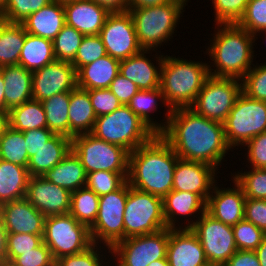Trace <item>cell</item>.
I'll use <instances>...</instances> for the list:
<instances>
[{"instance_id":"1","label":"cell","mask_w":266,"mask_h":266,"mask_svg":"<svg viewBox=\"0 0 266 266\" xmlns=\"http://www.w3.org/2000/svg\"><path fill=\"white\" fill-rule=\"evenodd\" d=\"M160 135L179 159L204 162L217 170L226 154L233 151L227 144L224 124L198 115L191 108L171 110L166 129Z\"/></svg>"},{"instance_id":"2","label":"cell","mask_w":266,"mask_h":266,"mask_svg":"<svg viewBox=\"0 0 266 266\" xmlns=\"http://www.w3.org/2000/svg\"><path fill=\"white\" fill-rule=\"evenodd\" d=\"M178 159L169 143L156 134L129 153L127 181L133 188L164 198L172 191Z\"/></svg>"},{"instance_id":"3","label":"cell","mask_w":266,"mask_h":266,"mask_svg":"<svg viewBox=\"0 0 266 266\" xmlns=\"http://www.w3.org/2000/svg\"><path fill=\"white\" fill-rule=\"evenodd\" d=\"M214 25L210 45L205 48L211 59L209 75L242 80L254 65L255 36L237 24Z\"/></svg>"},{"instance_id":"4","label":"cell","mask_w":266,"mask_h":266,"mask_svg":"<svg viewBox=\"0 0 266 266\" xmlns=\"http://www.w3.org/2000/svg\"><path fill=\"white\" fill-rule=\"evenodd\" d=\"M208 64L164 55L160 88L166 105L171 110L189 108L194 103L209 76Z\"/></svg>"},{"instance_id":"5","label":"cell","mask_w":266,"mask_h":266,"mask_svg":"<svg viewBox=\"0 0 266 266\" xmlns=\"http://www.w3.org/2000/svg\"><path fill=\"white\" fill-rule=\"evenodd\" d=\"M188 1L173 0L159 6L128 10L133 19L140 46L146 50H158L161 45L169 43L168 41H171L170 39L176 33Z\"/></svg>"},{"instance_id":"6","label":"cell","mask_w":266,"mask_h":266,"mask_svg":"<svg viewBox=\"0 0 266 266\" xmlns=\"http://www.w3.org/2000/svg\"><path fill=\"white\" fill-rule=\"evenodd\" d=\"M91 134L108 143L119 145L129 153L156 135L128 105L123 104L112 113L97 117Z\"/></svg>"},{"instance_id":"7","label":"cell","mask_w":266,"mask_h":266,"mask_svg":"<svg viewBox=\"0 0 266 266\" xmlns=\"http://www.w3.org/2000/svg\"><path fill=\"white\" fill-rule=\"evenodd\" d=\"M123 221L124 239L167 228L163 215V198L133 188L128 183Z\"/></svg>"},{"instance_id":"8","label":"cell","mask_w":266,"mask_h":266,"mask_svg":"<svg viewBox=\"0 0 266 266\" xmlns=\"http://www.w3.org/2000/svg\"><path fill=\"white\" fill-rule=\"evenodd\" d=\"M223 124L227 144L241 150L253 137L266 132V102L242 92Z\"/></svg>"},{"instance_id":"9","label":"cell","mask_w":266,"mask_h":266,"mask_svg":"<svg viewBox=\"0 0 266 266\" xmlns=\"http://www.w3.org/2000/svg\"><path fill=\"white\" fill-rule=\"evenodd\" d=\"M42 237L54 261L81 253L93 244L89 228L79 223L70 213L47 216Z\"/></svg>"},{"instance_id":"10","label":"cell","mask_w":266,"mask_h":266,"mask_svg":"<svg viewBox=\"0 0 266 266\" xmlns=\"http://www.w3.org/2000/svg\"><path fill=\"white\" fill-rule=\"evenodd\" d=\"M72 151L79 157L85 172H128L129 152L123 147L81 134L72 138Z\"/></svg>"},{"instance_id":"11","label":"cell","mask_w":266,"mask_h":266,"mask_svg":"<svg viewBox=\"0 0 266 266\" xmlns=\"http://www.w3.org/2000/svg\"><path fill=\"white\" fill-rule=\"evenodd\" d=\"M241 93L242 80L209 75L189 108L207 119L224 123Z\"/></svg>"},{"instance_id":"12","label":"cell","mask_w":266,"mask_h":266,"mask_svg":"<svg viewBox=\"0 0 266 266\" xmlns=\"http://www.w3.org/2000/svg\"><path fill=\"white\" fill-rule=\"evenodd\" d=\"M128 196V181L119 189L99 198L98 215L89 228L92 243L112 247L124 239V210Z\"/></svg>"},{"instance_id":"13","label":"cell","mask_w":266,"mask_h":266,"mask_svg":"<svg viewBox=\"0 0 266 266\" xmlns=\"http://www.w3.org/2000/svg\"><path fill=\"white\" fill-rule=\"evenodd\" d=\"M168 241L169 228L152 234L129 237L110 248V258L112 263L114 262L113 266H147L157 259L167 258Z\"/></svg>"},{"instance_id":"14","label":"cell","mask_w":266,"mask_h":266,"mask_svg":"<svg viewBox=\"0 0 266 266\" xmlns=\"http://www.w3.org/2000/svg\"><path fill=\"white\" fill-rule=\"evenodd\" d=\"M190 229L198 237L209 264L224 265L237 251L232 226L215 219L207 211Z\"/></svg>"},{"instance_id":"15","label":"cell","mask_w":266,"mask_h":266,"mask_svg":"<svg viewBox=\"0 0 266 266\" xmlns=\"http://www.w3.org/2000/svg\"><path fill=\"white\" fill-rule=\"evenodd\" d=\"M99 36L107 54L120 61L143 50L129 11L109 13Z\"/></svg>"},{"instance_id":"16","label":"cell","mask_w":266,"mask_h":266,"mask_svg":"<svg viewBox=\"0 0 266 266\" xmlns=\"http://www.w3.org/2000/svg\"><path fill=\"white\" fill-rule=\"evenodd\" d=\"M76 87V70L70 62L55 60L32 72V99L40 102Z\"/></svg>"},{"instance_id":"17","label":"cell","mask_w":266,"mask_h":266,"mask_svg":"<svg viewBox=\"0 0 266 266\" xmlns=\"http://www.w3.org/2000/svg\"><path fill=\"white\" fill-rule=\"evenodd\" d=\"M217 171L216 168L204 162L178 159L172 190L195 193L206 203L217 182Z\"/></svg>"},{"instance_id":"18","label":"cell","mask_w":266,"mask_h":266,"mask_svg":"<svg viewBox=\"0 0 266 266\" xmlns=\"http://www.w3.org/2000/svg\"><path fill=\"white\" fill-rule=\"evenodd\" d=\"M25 198L45 217L70 212L71 193L42 176H30Z\"/></svg>"},{"instance_id":"19","label":"cell","mask_w":266,"mask_h":266,"mask_svg":"<svg viewBox=\"0 0 266 266\" xmlns=\"http://www.w3.org/2000/svg\"><path fill=\"white\" fill-rule=\"evenodd\" d=\"M234 186L219 187L216 182L206 202V211L215 219L228 225H235L244 219L246 196L242 187L231 179Z\"/></svg>"},{"instance_id":"20","label":"cell","mask_w":266,"mask_h":266,"mask_svg":"<svg viewBox=\"0 0 266 266\" xmlns=\"http://www.w3.org/2000/svg\"><path fill=\"white\" fill-rule=\"evenodd\" d=\"M169 266H208L203 247L190 228H169Z\"/></svg>"},{"instance_id":"21","label":"cell","mask_w":266,"mask_h":266,"mask_svg":"<svg viewBox=\"0 0 266 266\" xmlns=\"http://www.w3.org/2000/svg\"><path fill=\"white\" fill-rule=\"evenodd\" d=\"M151 51L143 49L127 59L121 60L119 65V74L132 81L141 90H152L160 87L161 66L164 60V53L151 55ZM154 57L155 65L152 62ZM156 58V59H155ZM157 64V65H156Z\"/></svg>"},{"instance_id":"22","label":"cell","mask_w":266,"mask_h":266,"mask_svg":"<svg viewBox=\"0 0 266 266\" xmlns=\"http://www.w3.org/2000/svg\"><path fill=\"white\" fill-rule=\"evenodd\" d=\"M0 216L8 233L43 234L45 216L26 198L0 206Z\"/></svg>"},{"instance_id":"23","label":"cell","mask_w":266,"mask_h":266,"mask_svg":"<svg viewBox=\"0 0 266 266\" xmlns=\"http://www.w3.org/2000/svg\"><path fill=\"white\" fill-rule=\"evenodd\" d=\"M205 211L206 203L192 192L172 190L163 198V215L167 228H190L196 222L195 218L198 219ZM192 215L194 220L191 218ZM181 217L182 219L186 217L188 224L184 225L187 221L182 222L181 226L179 221Z\"/></svg>"},{"instance_id":"24","label":"cell","mask_w":266,"mask_h":266,"mask_svg":"<svg viewBox=\"0 0 266 266\" xmlns=\"http://www.w3.org/2000/svg\"><path fill=\"white\" fill-rule=\"evenodd\" d=\"M66 24L84 36L99 35L109 12L92 0H74L63 4Z\"/></svg>"},{"instance_id":"25","label":"cell","mask_w":266,"mask_h":266,"mask_svg":"<svg viewBox=\"0 0 266 266\" xmlns=\"http://www.w3.org/2000/svg\"><path fill=\"white\" fill-rule=\"evenodd\" d=\"M27 33L53 41L66 24L65 10L61 3L50 2L22 22Z\"/></svg>"},{"instance_id":"26","label":"cell","mask_w":266,"mask_h":266,"mask_svg":"<svg viewBox=\"0 0 266 266\" xmlns=\"http://www.w3.org/2000/svg\"><path fill=\"white\" fill-rule=\"evenodd\" d=\"M5 83V114L32 99V72L21 65L0 67Z\"/></svg>"},{"instance_id":"27","label":"cell","mask_w":266,"mask_h":266,"mask_svg":"<svg viewBox=\"0 0 266 266\" xmlns=\"http://www.w3.org/2000/svg\"><path fill=\"white\" fill-rule=\"evenodd\" d=\"M120 60L105 55L82 66L77 72V87L83 90L108 89L119 74Z\"/></svg>"},{"instance_id":"28","label":"cell","mask_w":266,"mask_h":266,"mask_svg":"<svg viewBox=\"0 0 266 266\" xmlns=\"http://www.w3.org/2000/svg\"><path fill=\"white\" fill-rule=\"evenodd\" d=\"M164 104L167 111L164 115L165 119L156 122L155 117H150L152 113H156L158 104ZM130 110L135 113L149 128H151L156 134H161L165 129L169 121L171 109L166 105L162 90L160 87L152 90H139L127 104ZM151 113V114H150ZM155 119V121H154Z\"/></svg>"},{"instance_id":"29","label":"cell","mask_w":266,"mask_h":266,"mask_svg":"<svg viewBox=\"0 0 266 266\" xmlns=\"http://www.w3.org/2000/svg\"><path fill=\"white\" fill-rule=\"evenodd\" d=\"M72 149V139L62 135L54 134L49 141L42 146L37 153L29 159L27 170L30 176H42L51 170Z\"/></svg>"},{"instance_id":"30","label":"cell","mask_w":266,"mask_h":266,"mask_svg":"<svg viewBox=\"0 0 266 266\" xmlns=\"http://www.w3.org/2000/svg\"><path fill=\"white\" fill-rule=\"evenodd\" d=\"M69 138L91 133L97 116L94 113L89 93L76 87L70 91Z\"/></svg>"},{"instance_id":"31","label":"cell","mask_w":266,"mask_h":266,"mask_svg":"<svg viewBox=\"0 0 266 266\" xmlns=\"http://www.w3.org/2000/svg\"><path fill=\"white\" fill-rule=\"evenodd\" d=\"M42 177L72 193L85 186L87 173L79 157L71 149L62 161Z\"/></svg>"},{"instance_id":"32","label":"cell","mask_w":266,"mask_h":266,"mask_svg":"<svg viewBox=\"0 0 266 266\" xmlns=\"http://www.w3.org/2000/svg\"><path fill=\"white\" fill-rule=\"evenodd\" d=\"M30 179L27 167L0 159V206L24 199Z\"/></svg>"},{"instance_id":"33","label":"cell","mask_w":266,"mask_h":266,"mask_svg":"<svg viewBox=\"0 0 266 266\" xmlns=\"http://www.w3.org/2000/svg\"><path fill=\"white\" fill-rule=\"evenodd\" d=\"M55 60L53 41L30 33L26 34L19 56V65L33 72Z\"/></svg>"},{"instance_id":"34","label":"cell","mask_w":266,"mask_h":266,"mask_svg":"<svg viewBox=\"0 0 266 266\" xmlns=\"http://www.w3.org/2000/svg\"><path fill=\"white\" fill-rule=\"evenodd\" d=\"M7 125L16 131L47 128L42 102L31 99L7 112Z\"/></svg>"},{"instance_id":"35","label":"cell","mask_w":266,"mask_h":266,"mask_svg":"<svg viewBox=\"0 0 266 266\" xmlns=\"http://www.w3.org/2000/svg\"><path fill=\"white\" fill-rule=\"evenodd\" d=\"M26 34L22 23H0V67L19 65Z\"/></svg>"},{"instance_id":"36","label":"cell","mask_w":266,"mask_h":266,"mask_svg":"<svg viewBox=\"0 0 266 266\" xmlns=\"http://www.w3.org/2000/svg\"><path fill=\"white\" fill-rule=\"evenodd\" d=\"M70 92L53 95L42 101L47 128L55 134L69 137Z\"/></svg>"},{"instance_id":"37","label":"cell","mask_w":266,"mask_h":266,"mask_svg":"<svg viewBox=\"0 0 266 266\" xmlns=\"http://www.w3.org/2000/svg\"><path fill=\"white\" fill-rule=\"evenodd\" d=\"M99 198L84 186L71 193L70 214L79 222L90 228L98 215Z\"/></svg>"},{"instance_id":"38","label":"cell","mask_w":266,"mask_h":266,"mask_svg":"<svg viewBox=\"0 0 266 266\" xmlns=\"http://www.w3.org/2000/svg\"><path fill=\"white\" fill-rule=\"evenodd\" d=\"M0 159L22 167L28 166L29 157L23 132L8 125L4 128L0 135Z\"/></svg>"},{"instance_id":"39","label":"cell","mask_w":266,"mask_h":266,"mask_svg":"<svg viewBox=\"0 0 266 266\" xmlns=\"http://www.w3.org/2000/svg\"><path fill=\"white\" fill-rule=\"evenodd\" d=\"M84 35L67 24L53 40V53L58 61L72 62Z\"/></svg>"},{"instance_id":"40","label":"cell","mask_w":266,"mask_h":266,"mask_svg":"<svg viewBox=\"0 0 266 266\" xmlns=\"http://www.w3.org/2000/svg\"><path fill=\"white\" fill-rule=\"evenodd\" d=\"M104 251L105 254L109 253V255H107L109 258V256L111 255L110 247H103L99 244L93 243L90 247H88L85 251L81 253L72 254L57 259L55 261V266H112V263H110L111 258H109L108 260L107 256L103 254ZM104 259L108 260V262L103 261Z\"/></svg>"},{"instance_id":"41","label":"cell","mask_w":266,"mask_h":266,"mask_svg":"<svg viewBox=\"0 0 266 266\" xmlns=\"http://www.w3.org/2000/svg\"><path fill=\"white\" fill-rule=\"evenodd\" d=\"M233 178L243 189L246 198L266 199V169L251 168L249 171L231 172Z\"/></svg>"},{"instance_id":"42","label":"cell","mask_w":266,"mask_h":266,"mask_svg":"<svg viewBox=\"0 0 266 266\" xmlns=\"http://www.w3.org/2000/svg\"><path fill=\"white\" fill-rule=\"evenodd\" d=\"M127 177L128 172L93 171L87 174L85 186L101 196L119 189Z\"/></svg>"},{"instance_id":"43","label":"cell","mask_w":266,"mask_h":266,"mask_svg":"<svg viewBox=\"0 0 266 266\" xmlns=\"http://www.w3.org/2000/svg\"><path fill=\"white\" fill-rule=\"evenodd\" d=\"M237 25L254 36L266 32V0H249Z\"/></svg>"},{"instance_id":"44","label":"cell","mask_w":266,"mask_h":266,"mask_svg":"<svg viewBox=\"0 0 266 266\" xmlns=\"http://www.w3.org/2000/svg\"><path fill=\"white\" fill-rule=\"evenodd\" d=\"M105 55H107V52L99 35L84 36L71 64L77 72L82 66L92 63Z\"/></svg>"},{"instance_id":"45","label":"cell","mask_w":266,"mask_h":266,"mask_svg":"<svg viewBox=\"0 0 266 266\" xmlns=\"http://www.w3.org/2000/svg\"><path fill=\"white\" fill-rule=\"evenodd\" d=\"M242 92L252 99L266 102V61L253 65L245 74Z\"/></svg>"},{"instance_id":"46","label":"cell","mask_w":266,"mask_h":266,"mask_svg":"<svg viewBox=\"0 0 266 266\" xmlns=\"http://www.w3.org/2000/svg\"><path fill=\"white\" fill-rule=\"evenodd\" d=\"M51 0H7L2 9L4 21L22 23L30 14L48 5Z\"/></svg>"},{"instance_id":"47","label":"cell","mask_w":266,"mask_h":266,"mask_svg":"<svg viewBox=\"0 0 266 266\" xmlns=\"http://www.w3.org/2000/svg\"><path fill=\"white\" fill-rule=\"evenodd\" d=\"M237 250L255 251L266 233L251 222L243 219L232 226Z\"/></svg>"},{"instance_id":"48","label":"cell","mask_w":266,"mask_h":266,"mask_svg":"<svg viewBox=\"0 0 266 266\" xmlns=\"http://www.w3.org/2000/svg\"><path fill=\"white\" fill-rule=\"evenodd\" d=\"M215 13L214 24H237L249 0H211Z\"/></svg>"},{"instance_id":"49","label":"cell","mask_w":266,"mask_h":266,"mask_svg":"<svg viewBox=\"0 0 266 266\" xmlns=\"http://www.w3.org/2000/svg\"><path fill=\"white\" fill-rule=\"evenodd\" d=\"M43 234L8 233L7 259L13 261L20 252L32 251L43 242Z\"/></svg>"},{"instance_id":"50","label":"cell","mask_w":266,"mask_h":266,"mask_svg":"<svg viewBox=\"0 0 266 266\" xmlns=\"http://www.w3.org/2000/svg\"><path fill=\"white\" fill-rule=\"evenodd\" d=\"M89 93L94 113L97 117L110 114L122 103L109 89L86 90Z\"/></svg>"},{"instance_id":"51","label":"cell","mask_w":266,"mask_h":266,"mask_svg":"<svg viewBox=\"0 0 266 266\" xmlns=\"http://www.w3.org/2000/svg\"><path fill=\"white\" fill-rule=\"evenodd\" d=\"M246 149L247 158L246 164L248 168H260L266 169V132H263L251 140H249L244 146ZM246 147V148H245ZM248 150V151H247Z\"/></svg>"},{"instance_id":"52","label":"cell","mask_w":266,"mask_h":266,"mask_svg":"<svg viewBox=\"0 0 266 266\" xmlns=\"http://www.w3.org/2000/svg\"><path fill=\"white\" fill-rule=\"evenodd\" d=\"M13 262L18 266H55L50 249L44 242L32 251L20 252Z\"/></svg>"},{"instance_id":"53","label":"cell","mask_w":266,"mask_h":266,"mask_svg":"<svg viewBox=\"0 0 266 266\" xmlns=\"http://www.w3.org/2000/svg\"><path fill=\"white\" fill-rule=\"evenodd\" d=\"M244 219L266 233V199L246 198Z\"/></svg>"},{"instance_id":"54","label":"cell","mask_w":266,"mask_h":266,"mask_svg":"<svg viewBox=\"0 0 266 266\" xmlns=\"http://www.w3.org/2000/svg\"><path fill=\"white\" fill-rule=\"evenodd\" d=\"M123 104L127 105L131 98L140 90L132 81L118 74L108 88Z\"/></svg>"},{"instance_id":"55","label":"cell","mask_w":266,"mask_h":266,"mask_svg":"<svg viewBox=\"0 0 266 266\" xmlns=\"http://www.w3.org/2000/svg\"><path fill=\"white\" fill-rule=\"evenodd\" d=\"M23 134L26 142V151L30 159L55 133L48 128H40L24 131Z\"/></svg>"},{"instance_id":"56","label":"cell","mask_w":266,"mask_h":266,"mask_svg":"<svg viewBox=\"0 0 266 266\" xmlns=\"http://www.w3.org/2000/svg\"><path fill=\"white\" fill-rule=\"evenodd\" d=\"M224 266H261L255 251L237 250Z\"/></svg>"},{"instance_id":"57","label":"cell","mask_w":266,"mask_h":266,"mask_svg":"<svg viewBox=\"0 0 266 266\" xmlns=\"http://www.w3.org/2000/svg\"><path fill=\"white\" fill-rule=\"evenodd\" d=\"M101 7L105 8L109 13L127 12V0H92Z\"/></svg>"},{"instance_id":"58","label":"cell","mask_w":266,"mask_h":266,"mask_svg":"<svg viewBox=\"0 0 266 266\" xmlns=\"http://www.w3.org/2000/svg\"><path fill=\"white\" fill-rule=\"evenodd\" d=\"M172 1L173 0H127L128 10L159 6V5H163V4L172 2Z\"/></svg>"},{"instance_id":"59","label":"cell","mask_w":266,"mask_h":266,"mask_svg":"<svg viewBox=\"0 0 266 266\" xmlns=\"http://www.w3.org/2000/svg\"><path fill=\"white\" fill-rule=\"evenodd\" d=\"M7 234L0 216V264L7 259Z\"/></svg>"},{"instance_id":"60","label":"cell","mask_w":266,"mask_h":266,"mask_svg":"<svg viewBox=\"0 0 266 266\" xmlns=\"http://www.w3.org/2000/svg\"><path fill=\"white\" fill-rule=\"evenodd\" d=\"M261 266H266V236L255 250Z\"/></svg>"},{"instance_id":"61","label":"cell","mask_w":266,"mask_h":266,"mask_svg":"<svg viewBox=\"0 0 266 266\" xmlns=\"http://www.w3.org/2000/svg\"><path fill=\"white\" fill-rule=\"evenodd\" d=\"M4 91H5V83L3 80V75L0 71V113L5 114V97H4Z\"/></svg>"},{"instance_id":"62","label":"cell","mask_w":266,"mask_h":266,"mask_svg":"<svg viewBox=\"0 0 266 266\" xmlns=\"http://www.w3.org/2000/svg\"><path fill=\"white\" fill-rule=\"evenodd\" d=\"M147 266H169V263L167 258H162L149 263Z\"/></svg>"},{"instance_id":"63","label":"cell","mask_w":266,"mask_h":266,"mask_svg":"<svg viewBox=\"0 0 266 266\" xmlns=\"http://www.w3.org/2000/svg\"><path fill=\"white\" fill-rule=\"evenodd\" d=\"M6 126H7V115L0 113V135L2 134Z\"/></svg>"},{"instance_id":"64","label":"cell","mask_w":266,"mask_h":266,"mask_svg":"<svg viewBox=\"0 0 266 266\" xmlns=\"http://www.w3.org/2000/svg\"><path fill=\"white\" fill-rule=\"evenodd\" d=\"M0 266H18V265L11 260H5L0 264Z\"/></svg>"},{"instance_id":"65","label":"cell","mask_w":266,"mask_h":266,"mask_svg":"<svg viewBox=\"0 0 266 266\" xmlns=\"http://www.w3.org/2000/svg\"><path fill=\"white\" fill-rule=\"evenodd\" d=\"M52 2H56V3H61V4H65L68 2H72L74 0H51Z\"/></svg>"},{"instance_id":"66","label":"cell","mask_w":266,"mask_h":266,"mask_svg":"<svg viewBox=\"0 0 266 266\" xmlns=\"http://www.w3.org/2000/svg\"><path fill=\"white\" fill-rule=\"evenodd\" d=\"M263 33V36L261 35V37L263 38L265 35H266V32H260V33H257L256 35H255V40H258L259 38L257 37L259 34H262ZM265 38V41H266V37H264Z\"/></svg>"},{"instance_id":"67","label":"cell","mask_w":266,"mask_h":266,"mask_svg":"<svg viewBox=\"0 0 266 266\" xmlns=\"http://www.w3.org/2000/svg\"><path fill=\"white\" fill-rule=\"evenodd\" d=\"M7 0H0V7L3 9L6 5Z\"/></svg>"},{"instance_id":"68","label":"cell","mask_w":266,"mask_h":266,"mask_svg":"<svg viewBox=\"0 0 266 266\" xmlns=\"http://www.w3.org/2000/svg\"><path fill=\"white\" fill-rule=\"evenodd\" d=\"M3 21H4L3 12L2 8L0 7V23H2Z\"/></svg>"},{"instance_id":"69","label":"cell","mask_w":266,"mask_h":266,"mask_svg":"<svg viewBox=\"0 0 266 266\" xmlns=\"http://www.w3.org/2000/svg\"><path fill=\"white\" fill-rule=\"evenodd\" d=\"M208 266H224V265L209 264Z\"/></svg>"}]
</instances>
